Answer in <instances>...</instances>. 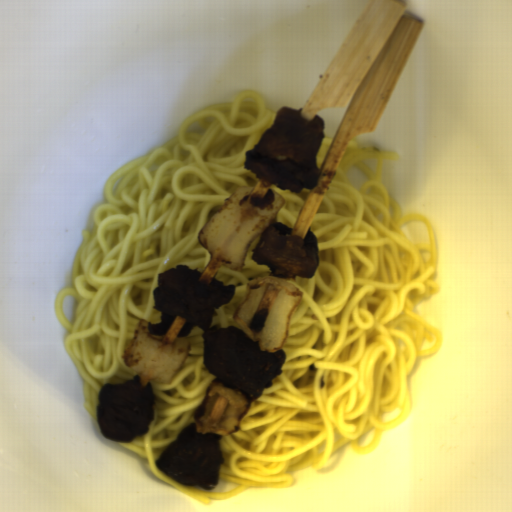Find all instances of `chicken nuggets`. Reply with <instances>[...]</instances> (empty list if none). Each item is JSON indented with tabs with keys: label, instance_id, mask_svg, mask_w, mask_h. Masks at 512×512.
Returning a JSON list of instances; mask_svg holds the SVG:
<instances>
[{
	"label": "chicken nuggets",
	"instance_id": "f4ed5422",
	"mask_svg": "<svg viewBox=\"0 0 512 512\" xmlns=\"http://www.w3.org/2000/svg\"><path fill=\"white\" fill-rule=\"evenodd\" d=\"M322 117H303L301 109L280 106L272 124L245 152V168L271 186L291 193L316 186L315 157L325 136Z\"/></svg>",
	"mask_w": 512,
	"mask_h": 512
},
{
	"label": "chicken nuggets",
	"instance_id": "bb5aeace",
	"mask_svg": "<svg viewBox=\"0 0 512 512\" xmlns=\"http://www.w3.org/2000/svg\"><path fill=\"white\" fill-rule=\"evenodd\" d=\"M222 437L197 433L196 422L191 423L181 430L155 464L178 484L213 490L224 463L219 443Z\"/></svg>",
	"mask_w": 512,
	"mask_h": 512
},
{
	"label": "chicken nuggets",
	"instance_id": "90cb4de2",
	"mask_svg": "<svg viewBox=\"0 0 512 512\" xmlns=\"http://www.w3.org/2000/svg\"><path fill=\"white\" fill-rule=\"evenodd\" d=\"M235 292L234 285H223L199 270L177 264L158 274L153 298L160 320L148 322L147 330L154 336L183 337L198 327L203 331L202 361L207 371L256 401L281 375L286 354L282 348L275 353L261 351L259 343L237 327H211L216 309L229 303Z\"/></svg>",
	"mask_w": 512,
	"mask_h": 512
},
{
	"label": "chicken nuggets",
	"instance_id": "2cc3b61b",
	"mask_svg": "<svg viewBox=\"0 0 512 512\" xmlns=\"http://www.w3.org/2000/svg\"><path fill=\"white\" fill-rule=\"evenodd\" d=\"M251 259L266 265L276 278H312L318 266V239L307 231L304 238L293 235L283 222H272L259 237Z\"/></svg>",
	"mask_w": 512,
	"mask_h": 512
},
{
	"label": "chicken nuggets",
	"instance_id": "cc037f56",
	"mask_svg": "<svg viewBox=\"0 0 512 512\" xmlns=\"http://www.w3.org/2000/svg\"><path fill=\"white\" fill-rule=\"evenodd\" d=\"M151 384L138 375L124 383L103 384L98 394L97 423L106 438L132 443L145 435L154 420Z\"/></svg>",
	"mask_w": 512,
	"mask_h": 512
}]
</instances>
